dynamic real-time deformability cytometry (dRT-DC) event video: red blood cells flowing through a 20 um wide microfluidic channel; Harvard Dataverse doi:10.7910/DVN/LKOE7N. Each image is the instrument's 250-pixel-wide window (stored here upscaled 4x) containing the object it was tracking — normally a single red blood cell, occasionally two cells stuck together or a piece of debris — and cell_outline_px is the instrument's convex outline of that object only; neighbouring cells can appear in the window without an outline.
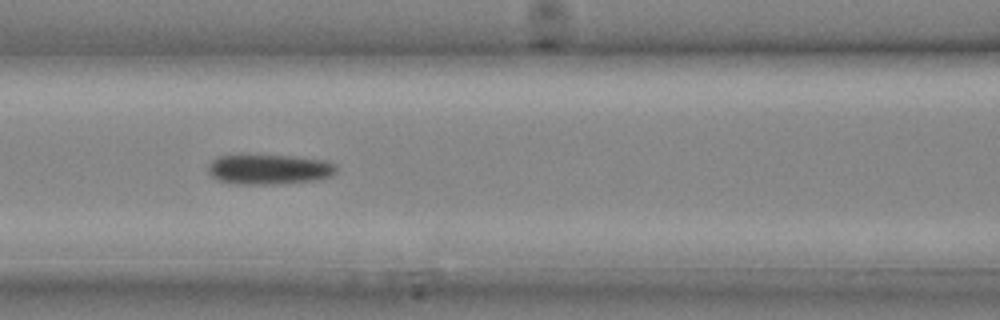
{"species": "common noctule bat (a hibernating species)", "species_latin": "Nyctalus noctula", "temperature_condition": "cold", "stored_images_in_passage": 13, "camera_frame_rate_fps": 3000, "um_per_image_px": 0.085, "animal": {"sex": "male", "body_mass_g": 20.4}, "frame": {"image": 1, "passage_image": 10, "time_ms": 3.0, "image_size_px": [1000, 320], "cell_outline_px": [[336, 172], [332, 176], [316, 180], [276, 184], [244, 184], [220, 180], [212, 176], [208, 172], [208, 164], [216, 156], [240, 152], [248, 152], [292, 156], [324, 160], [336, 164]], "centroid_in_image_um": [22.82, 14.33], "position_along_channel_um": 143.8, "area_um2": 23.35}}
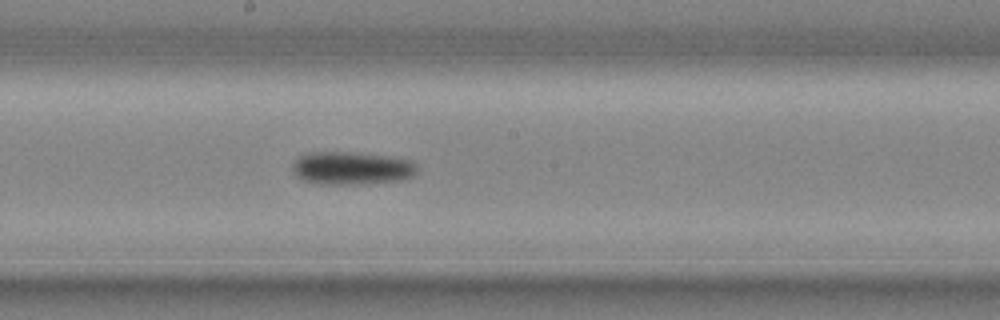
{"frame": {"image": 2, "passage_image": 13, "time_ms": 4.0, "image_size_px": [1000, 320], "cell_outline_px": [[420, 172], [404, 180], [368, 184], [320, 184], [304, 180], [296, 176], [292, 172], [292, 164], [300, 156], [308, 152], [348, 152], [388, 156], [412, 160], [420, 168]], "centroid_in_image_um": [29.95, 14.3], "position_along_channel_um": 218.3, "area_um2": 24.39}}